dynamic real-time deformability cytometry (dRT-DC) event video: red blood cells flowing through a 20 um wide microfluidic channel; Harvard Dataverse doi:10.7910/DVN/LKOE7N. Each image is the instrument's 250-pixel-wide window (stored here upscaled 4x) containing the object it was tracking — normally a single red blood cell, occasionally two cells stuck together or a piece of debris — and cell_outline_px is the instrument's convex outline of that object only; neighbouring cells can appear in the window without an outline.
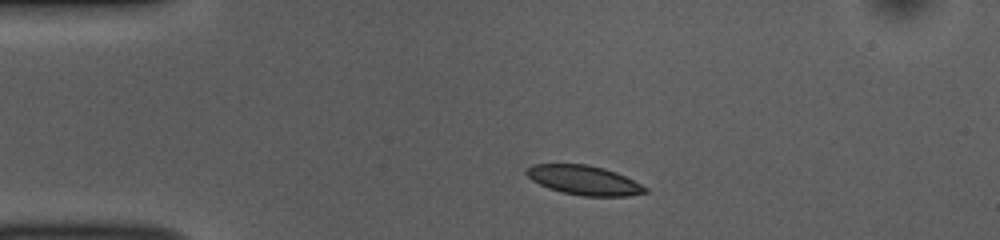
{"species": "common noctule bat (a hibernating species)", "species_latin": "Nyctalus noctula", "temperature_condition": "room temperature", "stored_images_in_passage": 42, "camera_frame_rate_fps": 3000, "um_per_image_px": 0.085, "animal": {"sex": "female", "body_mass_g": 10.0, "forearm_length_mm": 53.1}, "frame": {"image": 1, "passage_image": 1, "time_ms": 0.0, "image_size_px": [1000, 240], "cell_outline_px": [[648, 192], [628, 196], [584, 196], [564, 192], [548, 188], [532, 180], [524, 172], [528, 168], [536, 164], [588, 164], [604, 168], [616, 172], [648, 188]], "centroid_in_image_um": [49.65, 15.31], "position_along_channel_um": 35.3, "area_um2": 20.11}}
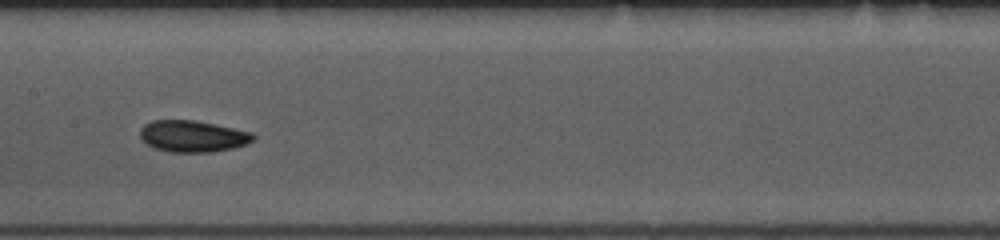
{"frame": {"image": 2, "passage_image": 16, "time_ms": 5.0, "image_size_px": [1000, 240], "cell_outline_px": [[256, 136], [252, 140], [244, 144], [232, 148], [212, 152], [168, 152], [156, 148], [148, 144], [140, 136], [140, 128], [144, 124], [152, 120], [192, 120], [216, 124], [252, 132]], "centroid_in_image_um": [16.37, 11.57], "position_along_channel_um": 191.0, "area_um2": 20.69}}
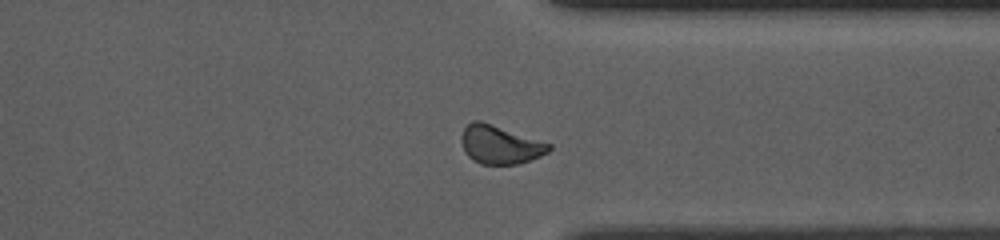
{"frame": {"image": 3, "passage_image": 30, "time_ms": 9.667, "image_size_px": [1000, 240], "cell_outline_px": [[552, 148], [548, 152], [540, 156], [520, 164], [480, 164], [472, 160], [468, 156], [460, 140], [460, 136], [464, 128], [472, 120], [480, 120], [552, 144]], "centroid_in_image_um": [42.49, 12.3], "position_along_channel_um": 368.9, "area_um2": 19.65}, "authors_computed_cell_mechanics": {"area_um2": 20.2011, "velocity_mm_per_s": 3.834, "shape_relaxation_time_tau1_ms": 2.6255, "shape_relaxation_time_tau2_ms": 2.2522, "deformation_change_tau1": 0.0773, "deformation_change_tau2": 0.0554}}